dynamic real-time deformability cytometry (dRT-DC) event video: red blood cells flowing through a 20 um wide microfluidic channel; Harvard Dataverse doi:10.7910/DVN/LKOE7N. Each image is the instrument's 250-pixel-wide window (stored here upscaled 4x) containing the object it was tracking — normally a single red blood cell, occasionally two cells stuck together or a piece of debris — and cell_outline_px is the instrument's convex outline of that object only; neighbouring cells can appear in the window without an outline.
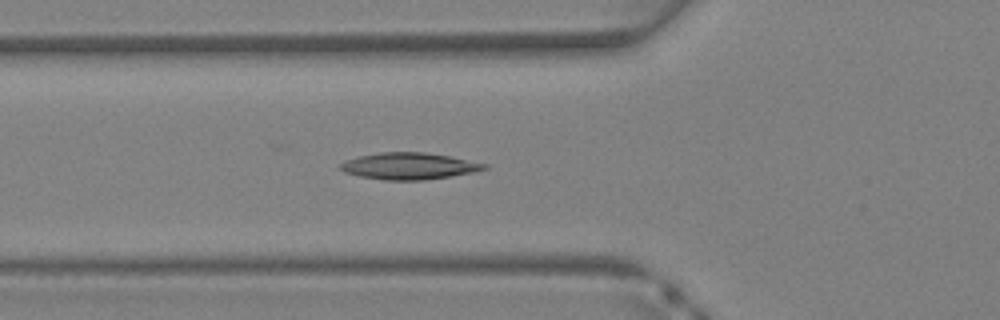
{"species": "Egyptian fruit bat (a non-hibernating species)", "species_latin": "Rousettus aegyptiacus", "temperature_condition": "warm", "stored_images_in_passage": 34, "camera_frame_rate_fps": 3000, "um_per_image_px": 0.085, "animal": {"sex": "female"}, "frame": {"image": 1, "passage_image": 10, "time_ms": 3.0, "image_size_px": [1000, 320], "cell_outline_px": [[488, 168], [476, 172], [424, 180], [384, 180], [360, 176], [344, 172], [340, 168], [340, 164], [344, 160], [360, 156], [380, 152], [424, 152], [448, 156], [488, 164]], "centroid_in_image_um": [34.77, 14.11], "position_along_channel_um": 91.0, "area_um2": 22.31}}
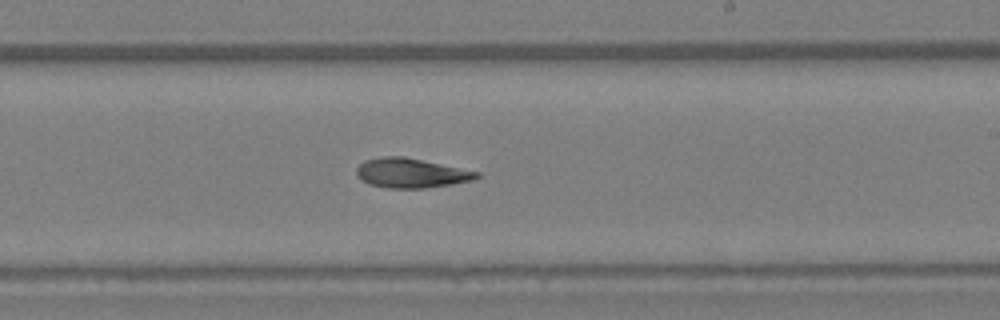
{"frame": {"image": 2, "passage_image": 19, "time_ms": 6.0, "image_size_px": [1000, 320], "cell_outline_px": [[480, 176], [472, 180], [452, 184], [424, 188], [388, 188], [368, 184], [360, 180], [356, 176], [356, 168], [364, 160], [384, 156], [404, 156], [480, 172]], "centroid_in_image_um": [34.9, 14.71], "position_along_channel_um": 254.1, "area_um2": 20.75}}
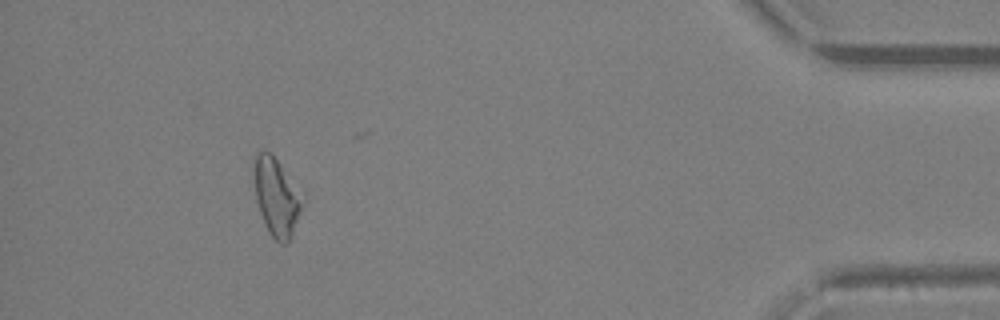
{"frame": {"image": 3, "passage_image": 31, "time_ms": 10.0, "image_size_px": [1000, 320], "cell_outline_px": [[304, 200], [292, 236], [284, 244], [280, 244], [272, 236], [264, 224], [256, 200], [252, 176], [252, 160], [256, 152], [264, 148], [276, 160]], "centroid_in_image_um": [23.42, 16.72], "position_along_channel_um": 411.8, "area_um2": 21.73}}